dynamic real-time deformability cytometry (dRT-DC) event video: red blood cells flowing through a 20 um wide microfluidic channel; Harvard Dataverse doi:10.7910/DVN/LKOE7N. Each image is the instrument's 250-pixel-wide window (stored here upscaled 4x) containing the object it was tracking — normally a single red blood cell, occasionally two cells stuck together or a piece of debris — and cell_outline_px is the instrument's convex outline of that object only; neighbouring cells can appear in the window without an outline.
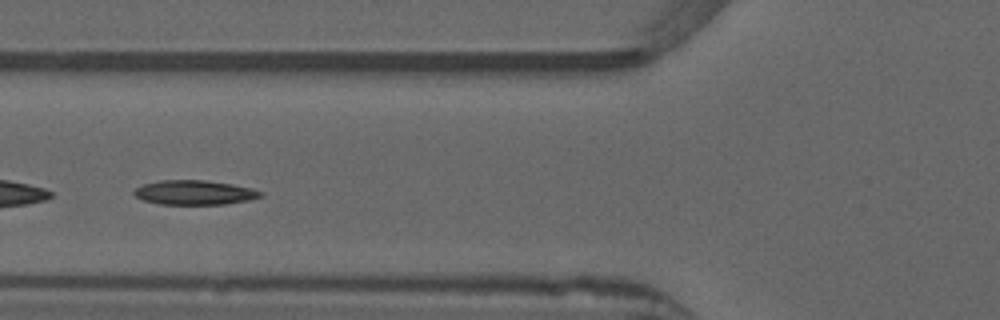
{"species": "common noctule bat (a hibernating species)", "species_latin": "Nyctalus noctula", "temperature_condition": "warm", "stored_images_in_passage": 47, "camera_frame_rate_fps": 3000, "um_per_image_px": 0.085, "animal": {"sex": "male", "forearm_length_mm": 52.5}, "frame": {"image": 1, "passage_image": 14, "time_ms": 4.333, "image_size_px": [1000, 320], "cell_outline_px": [[264, 196], [248, 200], [224, 204], [160, 204], [144, 200], [136, 196], [132, 192], [136, 188], [144, 184], [160, 180], [204, 180], [232, 184], [252, 188], [264, 192]], "centroid_in_image_um": [16.56, 16.36], "position_along_channel_um": 109.2, "area_um2": 17.98}, "authors_computed_cell_mechanics": {"area_um2": 17.918, "velocity_mm_per_s": 3.844, "shape_relaxation_time_tau1_ms": 5.328, "shape_relaxation_time_tau2_ms": 3.4558, "deformation_change_tau1": 0.1336, "deformation_change_tau2": 0.0958}}